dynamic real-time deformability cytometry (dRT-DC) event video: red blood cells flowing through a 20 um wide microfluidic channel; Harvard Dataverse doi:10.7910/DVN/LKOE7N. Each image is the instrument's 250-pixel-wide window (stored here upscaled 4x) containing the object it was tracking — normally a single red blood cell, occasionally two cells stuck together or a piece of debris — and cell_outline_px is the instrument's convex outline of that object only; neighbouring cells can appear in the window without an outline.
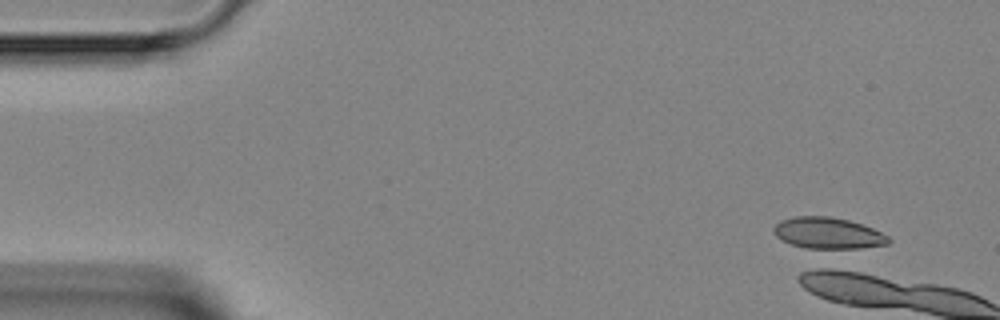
{"species": "Egyptian fruit bat (a non-hibernating species)", "species_latin": "Rousettus aegyptiacus", "temperature_condition": "room temperature", "stored_images_in_passage": 5, "camera_frame_rate_fps": 3000, "um_per_image_px": 0.085, "animal": {"sex": "female"}, "frame": {"image": 1, "passage_image": 1, "time_ms": 0.0, "image_size_px": [1000, 320], "cell_outline_px": [[892, 240], [888, 244], [860, 248], [828, 252], [816, 252], [792, 244], [776, 236], [772, 232], [772, 228], [780, 220], [792, 216], [832, 216], [848, 220], [872, 228], [888, 236]], "centroid_in_image_um": [70.36, 19.86], "position_along_channel_um": 14.6, "area_um2": 21.91}}